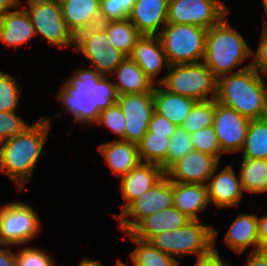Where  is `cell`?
<instances>
[{
  "mask_svg": "<svg viewBox=\"0 0 267 266\" xmlns=\"http://www.w3.org/2000/svg\"><path fill=\"white\" fill-rule=\"evenodd\" d=\"M169 0H136L128 19L141 35L158 36L167 24Z\"/></svg>",
  "mask_w": 267,
  "mask_h": 266,
  "instance_id": "ac0fdd59",
  "label": "cell"
},
{
  "mask_svg": "<svg viewBox=\"0 0 267 266\" xmlns=\"http://www.w3.org/2000/svg\"><path fill=\"white\" fill-rule=\"evenodd\" d=\"M194 266H232L226 261L222 260L218 249L214 246V249L201 257H197Z\"/></svg>",
  "mask_w": 267,
  "mask_h": 266,
  "instance_id": "f6af8a7d",
  "label": "cell"
},
{
  "mask_svg": "<svg viewBox=\"0 0 267 266\" xmlns=\"http://www.w3.org/2000/svg\"><path fill=\"white\" fill-rule=\"evenodd\" d=\"M68 28L76 36L79 32L100 25V0H59Z\"/></svg>",
  "mask_w": 267,
  "mask_h": 266,
  "instance_id": "d6986e66",
  "label": "cell"
},
{
  "mask_svg": "<svg viewBox=\"0 0 267 266\" xmlns=\"http://www.w3.org/2000/svg\"><path fill=\"white\" fill-rule=\"evenodd\" d=\"M240 152L243 154L242 158L267 159V120H250Z\"/></svg>",
  "mask_w": 267,
  "mask_h": 266,
  "instance_id": "1f68e13d",
  "label": "cell"
},
{
  "mask_svg": "<svg viewBox=\"0 0 267 266\" xmlns=\"http://www.w3.org/2000/svg\"><path fill=\"white\" fill-rule=\"evenodd\" d=\"M215 113V99L197 101L180 127L189 134L212 126Z\"/></svg>",
  "mask_w": 267,
  "mask_h": 266,
  "instance_id": "d6a6232c",
  "label": "cell"
},
{
  "mask_svg": "<svg viewBox=\"0 0 267 266\" xmlns=\"http://www.w3.org/2000/svg\"><path fill=\"white\" fill-rule=\"evenodd\" d=\"M153 102L156 113L164 116L179 127L197 101L171 93L160 84H156L153 87Z\"/></svg>",
  "mask_w": 267,
  "mask_h": 266,
  "instance_id": "484cf974",
  "label": "cell"
},
{
  "mask_svg": "<svg viewBox=\"0 0 267 266\" xmlns=\"http://www.w3.org/2000/svg\"><path fill=\"white\" fill-rule=\"evenodd\" d=\"M265 120H267V98H266V107H265V113H264V117Z\"/></svg>",
  "mask_w": 267,
  "mask_h": 266,
  "instance_id": "11a10c76",
  "label": "cell"
},
{
  "mask_svg": "<svg viewBox=\"0 0 267 266\" xmlns=\"http://www.w3.org/2000/svg\"><path fill=\"white\" fill-rule=\"evenodd\" d=\"M217 235L218 231L212 226L190 220L179 229L154 236L149 242L174 259L191 254L201 257L214 249Z\"/></svg>",
  "mask_w": 267,
  "mask_h": 266,
  "instance_id": "277c9868",
  "label": "cell"
},
{
  "mask_svg": "<svg viewBox=\"0 0 267 266\" xmlns=\"http://www.w3.org/2000/svg\"><path fill=\"white\" fill-rule=\"evenodd\" d=\"M252 66L217 78L215 100L249 120L262 119L267 98V81Z\"/></svg>",
  "mask_w": 267,
  "mask_h": 266,
  "instance_id": "7a4b0ae2",
  "label": "cell"
},
{
  "mask_svg": "<svg viewBox=\"0 0 267 266\" xmlns=\"http://www.w3.org/2000/svg\"><path fill=\"white\" fill-rule=\"evenodd\" d=\"M238 176L245 192L266 193L267 159L243 158Z\"/></svg>",
  "mask_w": 267,
  "mask_h": 266,
  "instance_id": "f1b7e54d",
  "label": "cell"
},
{
  "mask_svg": "<svg viewBox=\"0 0 267 266\" xmlns=\"http://www.w3.org/2000/svg\"><path fill=\"white\" fill-rule=\"evenodd\" d=\"M98 149L117 177L127 174L141 162L138 145L128 141L114 139L99 145Z\"/></svg>",
  "mask_w": 267,
  "mask_h": 266,
  "instance_id": "603a6c76",
  "label": "cell"
},
{
  "mask_svg": "<svg viewBox=\"0 0 267 266\" xmlns=\"http://www.w3.org/2000/svg\"><path fill=\"white\" fill-rule=\"evenodd\" d=\"M18 1V6H20V4L22 3L20 0H17ZM51 0H26V3L28 5H31V4H35V3H42V2H49Z\"/></svg>",
  "mask_w": 267,
  "mask_h": 266,
  "instance_id": "f5cc1de1",
  "label": "cell"
},
{
  "mask_svg": "<svg viewBox=\"0 0 267 266\" xmlns=\"http://www.w3.org/2000/svg\"><path fill=\"white\" fill-rule=\"evenodd\" d=\"M116 266H128V265L122 262L120 259H118Z\"/></svg>",
  "mask_w": 267,
  "mask_h": 266,
  "instance_id": "db71d44e",
  "label": "cell"
},
{
  "mask_svg": "<svg viewBox=\"0 0 267 266\" xmlns=\"http://www.w3.org/2000/svg\"><path fill=\"white\" fill-rule=\"evenodd\" d=\"M165 171L161 166L140 162L127 174L121 176L120 190L125 201L121 205V212L135 199L154 187L163 177Z\"/></svg>",
  "mask_w": 267,
  "mask_h": 266,
  "instance_id": "e0dca14e",
  "label": "cell"
},
{
  "mask_svg": "<svg viewBox=\"0 0 267 266\" xmlns=\"http://www.w3.org/2000/svg\"><path fill=\"white\" fill-rule=\"evenodd\" d=\"M194 150L210 154L220 161L223 155L213 126L202 128L190 134Z\"/></svg>",
  "mask_w": 267,
  "mask_h": 266,
  "instance_id": "d590c367",
  "label": "cell"
},
{
  "mask_svg": "<svg viewBox=\"0 0 267 266\" xmlns=\"http://www.w3.org/2000/svg\"><path fill=\"white\" fill-rule=\"evenodd\" d=\"M104 75L97 72L85 69L77 68L71 75V77L66 80L74 89L78 90L83 95H89L94 91L95 84L103 77Z\"/></svg>",
  "mask_w": 267,
  "mask_h": 266,
  "instance_id": "60d3db41",
  "label": "cell"
},
{
  "mask_svg": "<svg viewBox=\"0 0 267 266\" xmlns=\"http://www.w3.org/2000/svg\"><path fill=\"white\" fill-rule=\"evenodd\" d=\"M167 71L160 78V85L167 91L196 101L216 98L217 77L203 62L169 65Z\"/></svg>",
  "mask_w": 267,
  "mask_h": 266,
  "instance_id": "5b68a950",
  "label": "cell"
},
{
  "mask_svg": "<svg viewBox=\"0 0 267 266\" xmlns=\"http://www.w3.org/2000/svg\"><path fill=\"white\" fill-rule=\"evenodd\" d=\"M79 266H103V265L100 263V261L92 260L85 257L80 261Z\"/></svg>",
  "mask_w": 267,
  "mask_h": 266,
  "instance_id": "f907efd6",
  "label": "cell"
},
{
  "mask_svg": "<svg viewBox=\"0 0 267 266\" xmlns=\"http://www.w3.org/2000/svg\"><path fill=\"white\" fill-rule=\"evenodd\" d=\"M190 219L176 207L158 211L143 219L130 234L140 240L149 242L154 236L165 231H173L184 226Z\"/></svg>",
  "mask_w": 267,
  "mask_h": 266,
  "instance_id": "7402d4cb",
  "label": "cell"
},
{
  "mask_svg": "<svg viewBox=\"0 0 267 266\" xmlns=\"http://www.w3.org/2000/svg\"><path fill=\"white\" fill-rule=\"evenodd\" d=\"M56 96L64 111L73 116L75 124H94L97 121L100 112L95 107L94 95L81 96L78 90L65 81Z\"/></svg>",
  "mask_w": 267,
  "mask_h": 266,
  "instance_id": "cb8c5ba5",
  "label": "cell"
},
{
  "mask_svg": "<svg viewBox=\"0 0 267 266\" xmlns=\"http://www.w3.org/2000/svg\"><path fill=\"white\" fill-rule=\"evenodd\" d=\"M251 54L252 49L244 37L227 24L225 17L207 30L203 63L217 78L249 68L251 63L238 69Z\"/></svg>",
  "mask_w": 267,
  "mask_h": 266,
  "instance_id": "3957f363",
  "label": "cell"
},
{
  "mask_svg": "<svg viewBox=\"0 0 267 266\" xmlns=\"http://www.w3.org/2000/svg\"><path fill=\"white\" fill-rule=\"evenodd\" d=\"M209 205L205 184L173 182V206L190 220H199L198 212Z\"/></svg>",
  "mask_w": 267,
  "mask_h": 266,
  "instance_id": "d4e9b609",
  "label": "cell"
},
{
  "mask_svg": "<svg viewBox=\"0 0 267 266\" xmlns=\"http://www.w3.org/2000/svg\"><path fill=\"white\" fill-rule=\"evenodd\" d=\"M128 57L143 70L154 85L160 84L157 75L163 66L166 72L169 68L159 36L141 35Z\"/></svg>",
  "mask_w": 267,
  "mask_h": 266,
  "instance_id": "2e32d148",
  "label": "cell"
},
{
  "mask_svg": "<svg viewBox=\"0 0 267 266\" xmlns=\"http://www.w3.org/2000/svg\"><path fill=\"white\" fill-rule=\"evenodd\" d=\"M253 60L251 66L263 76L267 75V31L262 30L259 46L254 54L252 51Z\"/></svg>",
  "mask_w": 267,
  "mask_h": 266,
  "instance_id": "7bdbcfd3",
  "label": "cell"
},
{
  "mask_svg": "<svg viewBox=\"0 0 267 266\" xmlns=\"http://www.w3.org/2000/svg\"><path fill=\"white\" fill-rule=\"evenodd\" d=\"M15 77L0 71V111L15 112L21 90Z\"/></svg>",
  "mask_w": 267,
  "mask_h": 266,
  "instance_id": "836d02e7",
  "label": "cell"
},
{
  "mask_svg": "<svg viewBox=\"0 0 267 266\" xmlns=\"http://www.w3.org/2000/svg\"><path fill=\"white\" fill-rule=\"evenodd\" d=\"M250 120L236 110L226 107L215 100L213 128L221 152L232 154L241 151Z\"/></svg>",
  "mask_w": 267,
  "mask_h": 266,
  "instance_id": "4fadbf2b",
  "label": "cell"
},
{
  "mask_svg": "<svg viewBox=\"0 0 267 266\" xmlns=\"http://www.w3.org/2000/svg\"><path fill=\"white\" fill-rule=\"evenodd\" d=\"M3 246V247H2ZM16 252H13L11 245H0V266H16Z\"/></svg>",
  "mask_w": 267,
  "mask_h": 266,
  "instance_id": "bcb514c9",
  "label": "cell"
},
{
  "mask_svg": "<svg viewBox=\"0 0 267 266\" xmlns=\"http://www.w3.org/2000/svg\"><path fill=\"white\" fill-rule=\"evenodd\" d=\"M100 25L105 29L113 47L124 53L127 57L134 48L136 41L141 37L139 31L128 18L100 22Z\"/></svg>",
  "mask_w": 267,
  "mask_h": 266,
  "instance_id": "83f0119b",
  "label": "cell"
},
{
  "mask_svg": "<svg viewBox=\"0 0 267 266\" xmlns=\"http://www.w3.org/2000/svg\"><path fill=\"white\" fill-rule=\"evenodd\" d=\"M262 1V3H263V7H264V11H265V17H266V20H265V22H264V24H263V28H262V30H266L267 31V0H261Z\"/></svg>",
  "mask_w": 267,
  "mask_h": 266,
  "instance_id": "816d5d0a",
  "label": "cell"
},
{
  "mask_svg": "<svg viewBox=\"0 0 267 266\" xmlns=\"http://www.w3.org/2000/svg\"><path fill=\"white\" fill-rule=\"evenodd\" d=\"M94 95L95 107L100 112L107 109L113 103H117L118 95L115 85L109 76H103L96 84L91 93Z\"/></svg>",
  "mask_w": 267,
  "mask_h": 266,
  "instance_id": "f35d334b",
  "label": "cell"
},
{
  "mask_svg": "<svg viewBox=\"0 0 267 266\" xmlns=\"http://www.w3.org/2000/svg\"><path fill=\"white\" fill-rule=\"evenodd\" d=\"M136 0H100L101 22L128 18Z\"/></svg>",
  "mask_w": 267,
  "mask_h": 266,
  "instance_id": "74e56055",
  "label": "cell"
},
{
  "mask_svg": "<svg viewBox=\"0 0 267 266\" xmlns=\"http://www.w3.org/2000/svg\"><path fill=\"white\" fill-rule=\"evenodd\" d=\"M172 206L173 182L164 176L154 187L132 201L120 215L113 214V217L118 219L119 228L125 234L130 233L149 215Z\"/></svg>",
  "mask_w": 267,
  "mask_h": 266,
  "instance_id": "30bf717a",
  "label": "cell"
},
{
  "mask_svg": "<svg viewBox=\"0 0 267 266\" xmlns=\"http://www.w3.org/2000/svg\"><path fill=\"white\" fill-rule=\"evenodd\" d=\"M177 127L170 120L154 111L147 132H152L154 135H167L170 138Z\"/></svg>",
  "mask_w": 267,
  "mask_h": 266,
  "instance_id": "ee69618b",
  "label": "cell"
},
{
  "mask_svg": "<svg viewBox=\"0 0 267 266\" xmlns=\"http://www.w3.org/2000/svg\"><path fill=\"white\" fill-rule=\"evenodd\" d=\"M206 35L196 25L167 23L158 36L169 65H178L203 62Z\"/></svg>",
  "mask_w": 267,
  "mask_h": 266,
  "instance_id": "8992f818",
  "label": "cell"
},
{
  "mask_svg": "<svg viewBox=\"0 0 267 266\" xmlns=\"http://www.w3.org/2000/svg\"><path fill=\"white\" fill-rule=\"evenodd\" d=\"M223 241L237 254H242L249 246H254L252 252L262 250L258 237V216L240 213L231 223Z\"/></svg>",
  "mask_w": 267,
  "mask_h": 266,
  "instance_id": "44dd1931",
  "label": "cell"
},
{
  "mask_svg": "<svg viewBox=\"0 0 267 266\" xmlns=\"http://www.w3.org/2000/svg\"><path fill=\"white\" fill-rule=\"evenodd\" d=\"M258 237L261 249H267V214L258 216Z\"/></svg>",
  "mask_w": 267,
  "mask_h": 266,
  "instance_id": "c3c4849f",
  "label": "cell"
},
{
  "mask_svg": "<svg viewBox=\"0 0 267 266\" xmlns=\"http://www.w3.org/2000/svg\"><path fill=\"white\" fill-rule=\"evenodd\" d=\"M220 161L207 153L192 150L180 160L172 164L165 176L171 182L207 184Z\"/></svg>",
  "mask_w": 267,
  "mask_h": 266,
  "instance_id": "5bb4252c",
  "label": "cell"
},
{
  "mask_svg": "<svg viewBox=\"0 0 267 266\" xmlns=\"http://www.w3.org/2000/svg\"><path fill=\"white\" fill-rule=\"evenodd\" d=\"M110 75H116L112 81L118 96L150 92L154 87V83L129 57H126Z\"/></svg>",
  "mask_w": 267,
  "mask_h": 266,
  "instance_id": "4316f807",
  "label": "cell"
},
{
  "mask_svg": "<svg viewBox=\"0 0 267 266\" xmlns=\"http://www.w3.org/2000/svg\"><path fill=\"white\" fill-rule=\"evenodd\" d=\"M15 7H19L17 0H0V15L15 9Z\"/></svg>",
  "mask_w": 267,
  "mask_h": 266,
  "instance_id": "681fc988",
  "label": "cell"
},
{
  "mask_svg": "<svg viewBox=\"0 0 267 266\" xmlns=\"http://www.w3.org/2000/svg\"><path fill=\"white\" fill-rule=\"evenodd\" d=\"M137 245L131 252L133 266H178L177 259L165 254L150 242L140 240L130 233H125Z\"/></svg>",
  "mask_w": 267,
  "mask_h": 266,
  "instance_id": "f546056e",
  "label": "cell"
},
{
  "mask_svg": "<svg viewBox=\"0 0 267 266\" xmlns=\"http://www.w3.org/2000/svg\"><path fill=\"white\" fill-rule=\"evenodd\" d=\"M0 15V41L16 48L27 44L36 33L24 7Z\"/></svg>",
  "mask_w": 267,
  "mask_h": 266,
  "instance_id": "ffe728a7",
  "label": "cell"
},
{
  "mask_svg": "<svg viewBox=\"0 0 267 266\" xmlns=\"http://www.w3.org/2000/svg\"><path fill=\"white\" fill-rule=\"evenodd\" d=\"M228 12L219 0H169L167 23L196 25L208 30Z\"/></svg>",
  "mask_w": 267,
  "mask_h": 266,
  "instance_id": "8fae6325",
  "label": "cell"
},
{
  "mask_svg": "<svg viewBox=\"0 0 267 266\" xmlns=\"http://www.w3.org/2000/svg\"><path fill=\"white\" fill-rule=\"evenodd\" d=\"M24 7L28 13L36 35H40L47 42L60 47H75V35L68 28L59 0L35 3ZM28 8V9H27Z\"/></svg>",
  "mask_w": 267,
  "mask_h": 266,
  "instance_id": "9c48e42d",
  "label": "cell"
},
{
  "mask_svg": "<svg viewBox=\"0 0 267 266\" xmlns=\"http://www.w3.org/2000/svg\"><path fill=\"white\" fill-rule=\"evenodd\" d=\"M16 266H55L53 258L49 253L37 247H23L16 253Z\"/></svg>",
  "mask_w": 267,
  "mask_h": 266,
  "instance_id": "ab89813d",
  "label": "cell"
},
{
  "mask_svg": "<svg viewBox=\"0 0 267 266\" xmlns=\"http://www.w3.org/2000/svg\"><path fill=\"white\" fill-rule=\"evenodd\" d=\"M192 150H194V148L190 134L180 126L177 127L173 135L170 137L167 152V169Z\"/></svg>",
  "mask_w": 267,
  "mask_h": 266,
  "instance_id": "e575fe53",
  "label": "cell"
},
{
  "mask_svg": "<svg viewBox=\"0 0 267 266\" xmlns=\"http://www.w3.org/2000/svg\"><path fill=\"white\" fill-rule=\"evenodd\" d=\"M169 143L170 138L167 135H154L152 132H147L138 144L141 162L159 165L166 171Z\"/></svg>",
  "mask_w": 267,
  "mask_h": 266,
  "instance_id": "4dcf8cb0",
  "label": "cell"
},
{
  "mask_svg": "<svg viewBox=\"0 0 267 266\" xmlns=\"http://www.w3.org/2000/svg\"><path fill=\"white\" fill-rule=\"evenodd\" d=\"M245 266H267V249H262L250 253L245 262Z\"/></svg>",
  "mask_w": 267,
  "mask_h": 266,
  "instance_id": "7dc6e473",
  "label": "cell"
},
{
  "mask_svg": "<svg viewBox=\"0 0 267 266\" xmlns=\"http://www.w3.org/2000/svg\"><path fill=\"white\" fill-rule=\"evenodd\" d=\"M218 168L217 165L206 184L209 203H214L218 208L238 207L244 193L240 178L232 165L216 173Z\"/></svg>",
  "mask_w": 267,
  "mask_h": 266,
  "instance_id": "9a60e30c",
  "label": "cell"
},
{
  "mask_svg": "<svg viewBox=\"0 0 267 266\" xmlns=\"http://www.w3.org/2000/svg\"><path fill=\"white\" fill-rule=\"evenodd\" d=\"M95 125H103L119 138L124 137L125 119L121 107L118 103H113L107 109L101 110Z\"/></svg>",
  "mask_w": 267,
  "mask_h": 266,
  "instance_id": "8d00e7d4",
  "label": "cell"
},
{
  "mask_svg": "<svg viewBox=\"0 0 267 266\" xmlns=\"http://www.w3.org/2000/svg\"><path fill=\"white\" fill-rule=\"evenodd\" d=\"M29 124L15 112L0 111V142L23 132Z\"/></svg>",
  "mask_w": 267,
  "mask_h": 266,
  "instance_id": "b9f144b4",
  "label": "cell"
},
{
  "mask_svg": "<svg viewBox=\"0 0 267 266\" xmlns=\"http://www.w3.org/2000/svg\"><path fill=\"white\" fill-rule=\"evenodd\" d=\"M74 50L89 60L90 67L85 69L104 76L110 74L127 57L110 43L105 29L101 25L93 26L75 36Z\"/></svg>",
  "mask_w": 267,
  "mask_h": 266,
  "instance_id": "52a82bcc",
  "label": "cell"
},
{
  "mask_svg": "<svg viewBox=\"0 0 267 266\" xmlns=\"http://www.w3.org/2000/svg\"><path fill=\"white\" fill-rule=\"evenodd\" d=\"M49 119L41 117L23 132L0 142V173L8 176L19 190H23L33 177L51 129Z\"/></svg>",
  "mask_w": 267,
  "mask_h": 266,
  "instance_id": "6da1fadb",
  "label": "cell"
},
{
  "mask_svg": "<svg viewBox=\"0 0 267 266\" xmlns=\"http://www.w3.org/2000/svg\"><path fill=\"white\" fill-rule=\"evenodd\" d=\"M37 213L34 207L20 201L0 207V245L19 246L35 239L41 229Z\"/></svg>",
  "mask_w": 267,
  "mask_h": 266,
  "instance_id": "ba28073f",
  "label": "cell"
},
{
  "mask_svg": "<svg viewBox=\"0 0 267 266\" xmlns=\"http://www.w3.org/2000/svg\"><path fill=\"white\" fill-rule=\"evenodd\" d=\"M117 103L125 119L123 141L139 144L148 131L154 113L153 89L145 93H131L118 96Z\"/></svg>",
  "mask_w": 267,
  "mask_h": 266,
  "instance_id": "7c38bea8",
  "label": "cell"
}]
</instances>
